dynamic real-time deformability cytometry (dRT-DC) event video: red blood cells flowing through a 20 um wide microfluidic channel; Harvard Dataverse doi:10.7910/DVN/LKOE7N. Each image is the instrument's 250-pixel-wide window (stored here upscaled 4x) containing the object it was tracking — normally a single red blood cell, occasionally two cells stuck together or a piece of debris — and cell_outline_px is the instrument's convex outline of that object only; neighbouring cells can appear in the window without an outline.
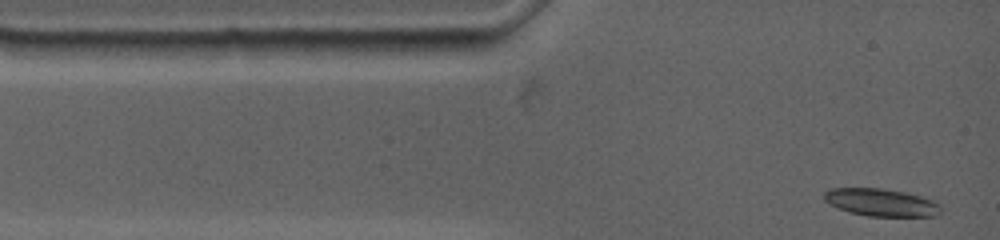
{"species": "common noctule bat (a hibernating species)", "species_latin": "Nyctalus noctula", "temperature_condition": "warm", "stored_images_in_passage": 72, "camera_frame_rate_fps": 4500, "um_per_image_px": 0.085, "animal": {"sex": "female", "body_mass_g": 19.0, "forearm_length_mm": 53.3}, "frame": {"image": 1, "passage_image": 1, "time_ms": 0.0, "image_size_px": [1000, 240], "cell_outline_px": [[940, 212], [936, 216], [868, 216], [848, 212], [824, 200], [824, 192], [828, 188], [880, 188], [904, 192], [920, 196], [932, 200], [940, 204]], "centroid_in_image_um": [74.89, 17.2], "position_along_channel_um": 10.1, "area_um2": 18.61}}
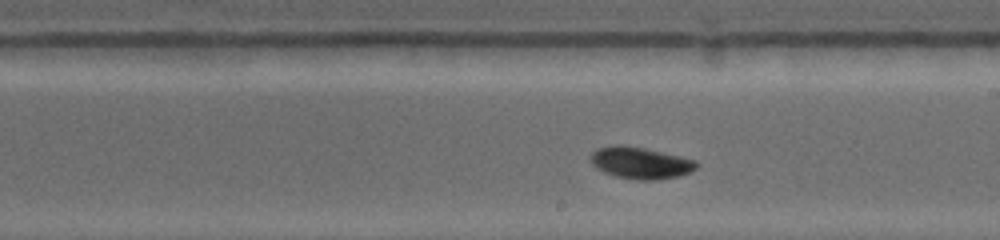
{"frame": {"image": 2, "passage_image": 41, "time_ms": 7.111, "image_size_px": [1000, 240], "cell_outline_px": [[700, 164], [692, 172], [680, 176], [652, 180], [636, 180], [616, 176], [604, 172], [596, 168], [592, 164], [592, 152], [596, 148], [616, 144], [620, 144], [644, 148], [680, 156], [696, 160]], "centroid_in_image_um": [54.47, 13.84], "position_along_channel_um": 234.5, "area_um2": 19.65}}
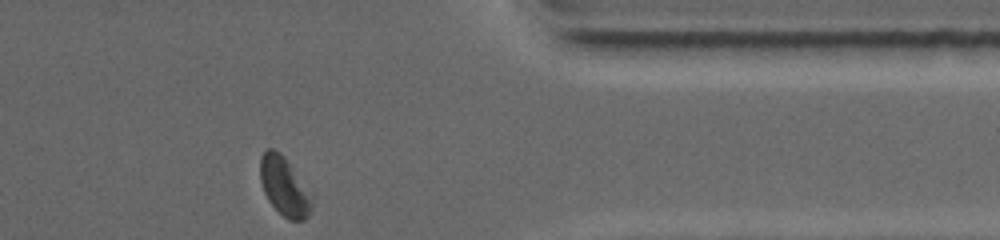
{"frame": {"image": 3, "passage_image": 71, "time_ms": 11.778, "image_size_px": [1000, 240], "cell_outline_px": [[312, 212], [304, 220], [288, 220], [268, 200], [264, 192], [260, 180], [260, 156], [268, 148], [272, 148], [280, 152], [284, 156], [312, 204]], "centroid_in_image_um": [24.08, 15.86], "position_along_channel_um": 387.3, "area_um2": 16.7}, "authors_computed_cell_mechanics": {"area_um2": 18.9584, "velocity_mm_per_s": 3.6314, "shape_relaxation_time_tau1_ms": 3.2073, "shape_relaxation_time_tau2_ms": 10.0555, "deformation_change_tau1": 0.1325, "deformation_change_tau2": 0.1135}}